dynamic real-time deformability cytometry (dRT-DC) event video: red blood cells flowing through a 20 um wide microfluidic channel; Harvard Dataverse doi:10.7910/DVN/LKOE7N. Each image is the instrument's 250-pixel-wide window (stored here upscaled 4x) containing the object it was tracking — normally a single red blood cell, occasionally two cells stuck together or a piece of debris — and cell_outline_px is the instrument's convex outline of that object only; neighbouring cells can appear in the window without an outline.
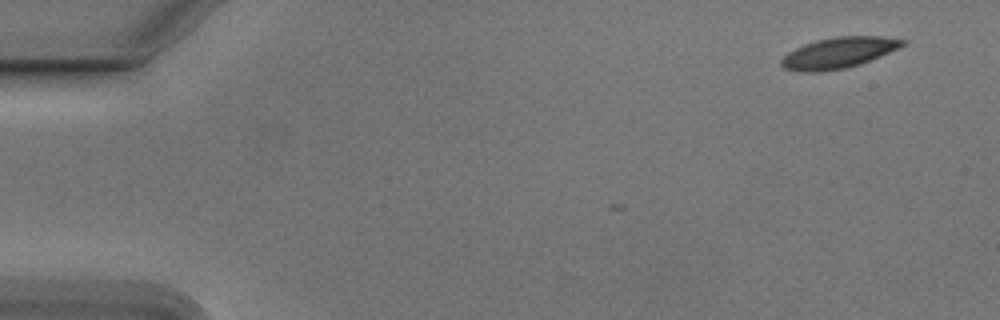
{"species": "Egyptian fruit bat (a non-hibernating species)", "species_latin": "Rousettus aegyptiacus", "temperature_condition": "cold", "stored_images_in_passage": 7, "camera_frame_rate_fps": 3000, "um_per_image_px": 0.085, "animal": {"sex": "male"}, "frame": {"image": 1, "passage_image": 1, "time_ms": 0.0, "image_size_px": [1000, 320], "cell_outline_px": [[908, 44], [880, 56], [860, 64], [848, 68], [820, 72], [800, 72], [784, 68], [780, 64], [780, 60], [788, 52], [804, 44], [816, 40], [836, 36], [880, 36], [908, 40]], "centroid_in_image_um": [71.29, 4.49], "position_along_channel_um": 13.7, "area_um2": 22.02}}